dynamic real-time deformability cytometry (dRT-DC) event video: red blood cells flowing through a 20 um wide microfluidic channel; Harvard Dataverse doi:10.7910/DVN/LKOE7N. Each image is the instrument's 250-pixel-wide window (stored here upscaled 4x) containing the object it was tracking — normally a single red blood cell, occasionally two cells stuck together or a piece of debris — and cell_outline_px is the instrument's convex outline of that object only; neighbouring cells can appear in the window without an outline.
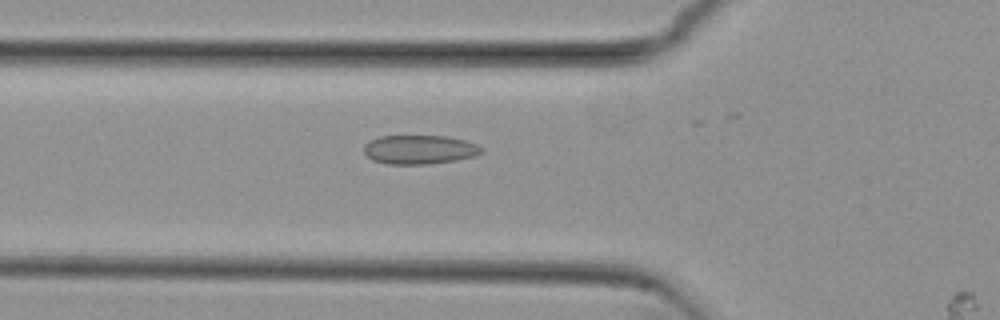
{"species": "common noctule bat (a hibernating species)", "species_latin": "Nyctalus noctula", "temperature_condition": "cold", "stored_images_in_passage": 25, "camera_frame_rate_fps": 3000, "um_per_image_px": 0.085, "animal": {"sex": "female", "body_mass_g": 29.2, "forearm_length_mm": 56.3}, "frame": {"image": 1, "passage_image": 2, "time_ms": 0.333, "image_size_px": [1000, 320], "cell_outline_px": [[484, 152], [476, 156], [456, 160], [428, 164], [384, 164], [372, 160], [364, 152], [364, 144], [380, 136], [448, 136], [464, 140], [476, 144], [484, 148]], "centroid_in_image_um": [35.68, 12.72], "position_along_channel_um": 90.1, "area_um2": 20.0}}
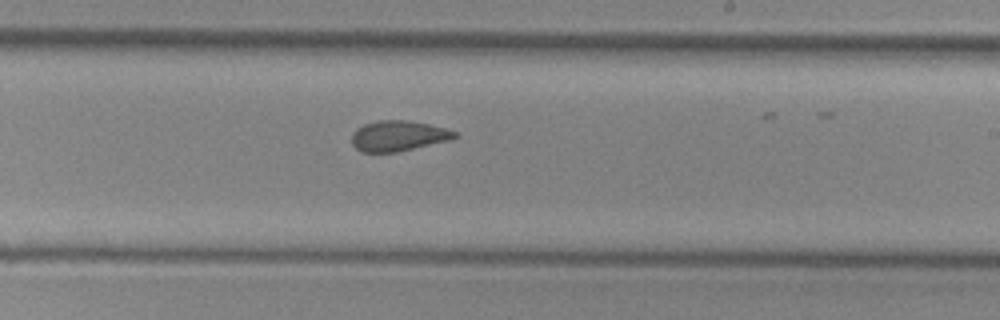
{"frame": {"image": 2, "passage_image": 15, "time_ms": 4.667, "image_size_px": [1000, 320], "cell_outline_px": [[460, 136], [452, 140], [396, 152], [360, 152], [352, 144], [352, 132], [356, 128], [364, 124], [376, 120], [408, 120], [428, 124], [444, 128], [456, 132]], "centroid_in_image_um": [33.85, 11.55], "position_along_channel_um": 255.1, "area_um2": 18.44}}
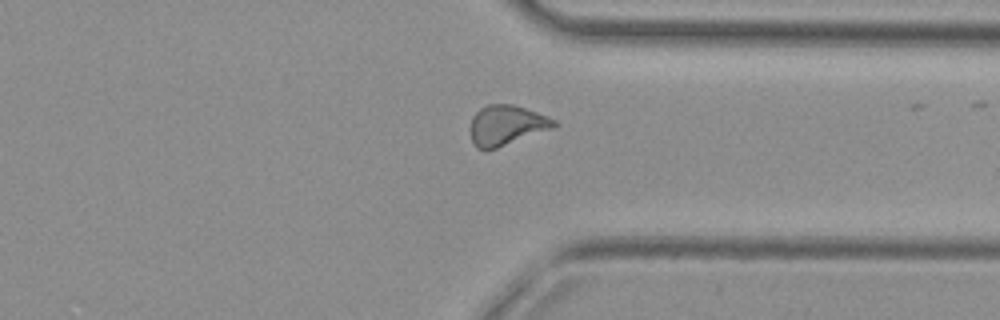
{"frame": {"image": 3, "passage_image": 24, "time_ms": 7.667, "image_size_px": [1000, 320], "cell_outline_px": [[560, 124], [552, 128], [496, 148], [484, 152], [476, 148], [472, 144], [472, 116], [480, 108], [488, 104], [512, 104], [548, 116], [556, 120]], "centroid_in_image_um": [43.04, 10.65], "position_along_channel_um": 368.4, "area_um2": 19.42}}